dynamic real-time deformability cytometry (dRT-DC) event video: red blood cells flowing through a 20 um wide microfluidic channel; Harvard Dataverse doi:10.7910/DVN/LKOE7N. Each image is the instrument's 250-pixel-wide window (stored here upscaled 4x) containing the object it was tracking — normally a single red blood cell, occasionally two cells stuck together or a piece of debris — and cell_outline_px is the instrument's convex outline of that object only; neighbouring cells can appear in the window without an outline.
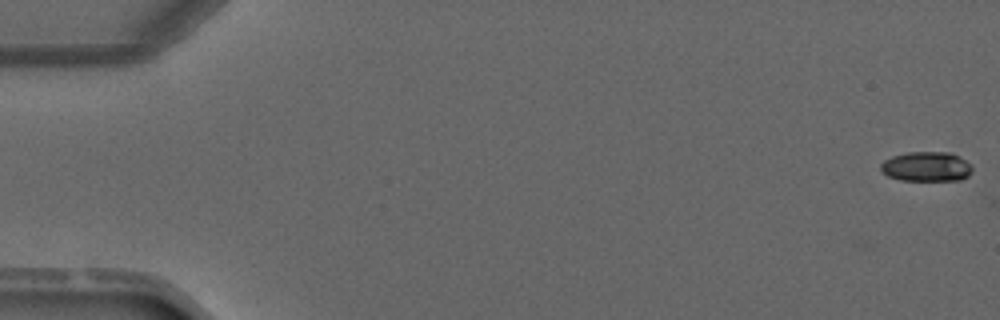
{"species": "common noctule bat (a hibernating species)", "species_latin": "Nyctalus noctula", "temperature_condition": "warm", "stored_images_in_passage": 4, "segment_of_instrument_passage": [2, 2], "camera_frame_rate_fps": 3000, "um_per_image_px": 0.085, "animal": {"sex": "male", "forearm_length_mm": 52.5}, "frame": {"image": 1, "passage_image": 4, "time_ms": 3.667, "image_size_px": [1000, 320], "cell_outline_px": [[972, 172], [968, 176], [960, 180], [900, 180], [888, 176], [880, 168], [880, 164], [884, 160], [892, 156], [908, 152], [952, 152], [960, 156], [972, 164]], "centroid_in_image_um": [78.78, 14.15], "position_along_channel_um": 6.2, "area_um2": 16.01}}